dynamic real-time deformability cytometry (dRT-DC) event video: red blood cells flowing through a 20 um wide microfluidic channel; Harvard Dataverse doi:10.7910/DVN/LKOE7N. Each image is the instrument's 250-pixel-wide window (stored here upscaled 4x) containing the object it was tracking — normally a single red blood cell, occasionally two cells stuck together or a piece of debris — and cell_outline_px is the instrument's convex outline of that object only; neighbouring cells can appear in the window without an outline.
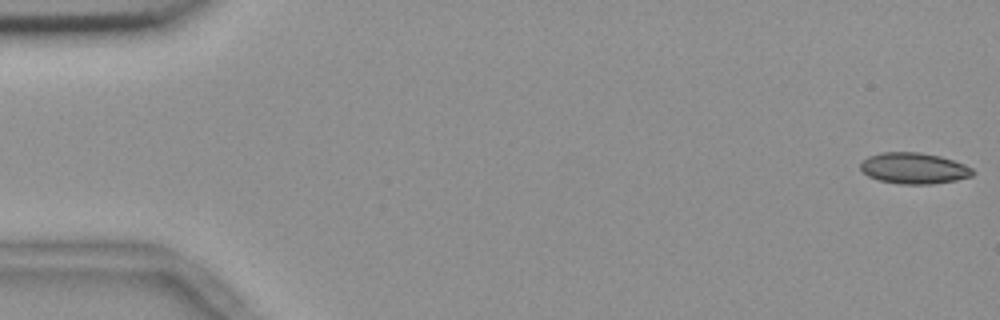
{"species": "common noctule bat (a hibernating species)", "species_latin": "Nyctalus noctula", "temperature_condition": "room temperature", "stored_images_in_passage": 14, "camera_frame_rate_fps": 3000, "um_per_image_px": 0.085, "animal": {"sex": "female", "body_mass_g": 18.4}, "frame": {"image": 1, "passage_image": 1, "time_ms": 0.0, "image_size_px": [1000, 320], "cell_outline_px": [[976, 172], [972, 176], [956, 180], [932, 184], [900, 184], [880, 180], [868, 176], [860, 168], [860, 164], [868, 156], [884, 152], [920, 152], [940, 156], [964, 164], [972, 168]], "centroid_in_image_um": [77.7, 14.3], "position_along_channel_um": 7.3, "area_um2": 20.29}}
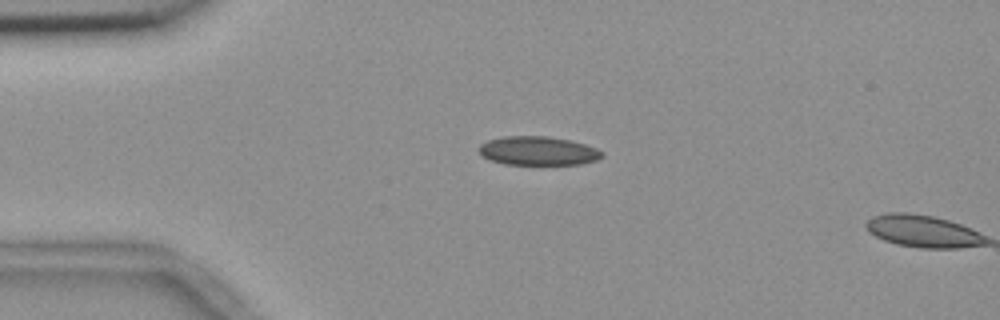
{"frame": {"image": 2, "passage_image": 13, "time_ms": 4.0, "image_size_px": [1000, 320], "cell_outline_px": [[604, 156], [596, 160], [580, 164], [504, 164], [488, 160], [476, 148], [480, 144], [488, 140], [504, 136], [548, 136], [572, 140], [596, 148], [604, 152]], "centroid_in_image_um": [45.72, 12.81], "position_along_channel_um": 39.3, "area_um2": 20.81}}